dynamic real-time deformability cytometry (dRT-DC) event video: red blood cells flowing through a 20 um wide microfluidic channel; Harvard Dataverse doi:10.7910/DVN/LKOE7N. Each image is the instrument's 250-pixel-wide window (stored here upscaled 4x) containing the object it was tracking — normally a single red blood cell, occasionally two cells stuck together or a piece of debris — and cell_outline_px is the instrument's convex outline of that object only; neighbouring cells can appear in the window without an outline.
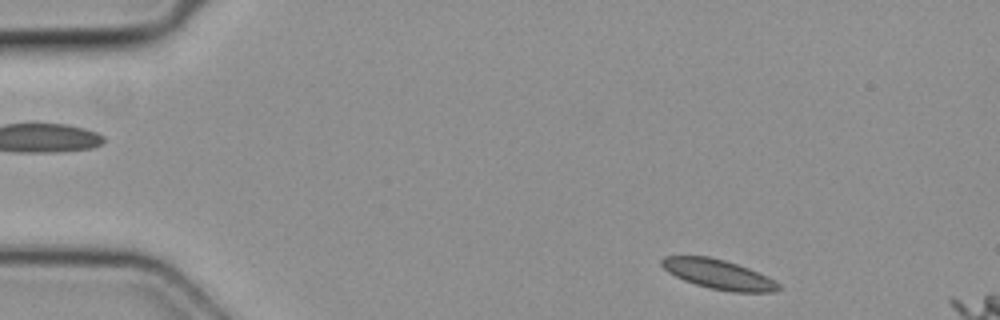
{"species": "common noctule bat (a hibernating species)", "species_latin": "Nyctalus noctula", "temperature_condition": "cold", "stored_images_in_passage": 4, "segment_of_instrument_passage": [2, 2], "camera_frame_rate_fps": 3000, "um_per_image_px": 0.085, "animal": {"sex": "female", "body_mass_g": 19.3, "forearm_length_mm": 54.1}, "frame": {"image": 1, "passage_image": 4, "time_ms": 1.0, "image_size_px": [1000, 320], "cell_outline_px": [[780, 288], [776, 292], [732, 292], [708, 288], [684, 280], [668, 272], [660, 264], [660, 260], [664, 256], [708, 256], [724, 260], [760, 272], [768, 276], [780, 284]], "centroid_in_image_um": [61.09, 23.32], "position_along_channel_um": 23.9, "area_um2": 20.17}}